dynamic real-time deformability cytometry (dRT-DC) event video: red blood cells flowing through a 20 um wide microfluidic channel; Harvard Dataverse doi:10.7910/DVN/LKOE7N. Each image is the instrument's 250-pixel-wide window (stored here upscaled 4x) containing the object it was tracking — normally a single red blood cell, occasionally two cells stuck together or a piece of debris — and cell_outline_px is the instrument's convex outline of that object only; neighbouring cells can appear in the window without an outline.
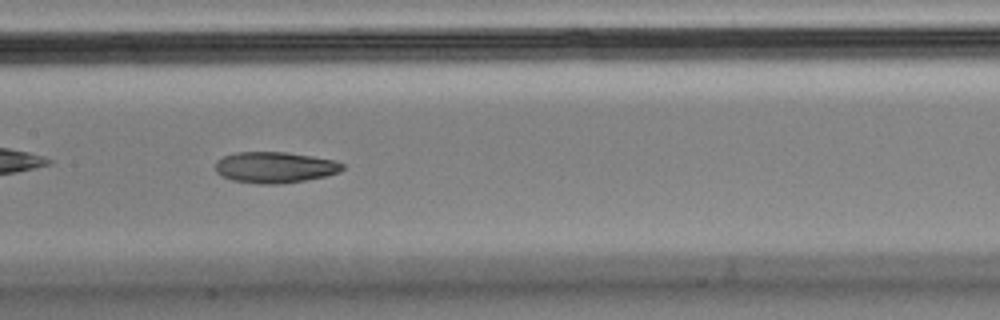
{"species": "Egyptian fruit bat (a non-hibernating species)", "species_latin": "Rousettus aegyptiacus", "temperature_condition": "cold", "stored_images_in_passage": 39, "camera_frame_rate_fps": 3000, "um_per_image_px": 0.085, "animal": {"sex": "male"}, "frame": {"image": 1, "passage_image": 12, "time_ms": 3.667, "image_size_px": [1000, 320], "cell_outline_px": [[344, 168], [340, 172], [324, 176], [304, 180], [276, 184], [256, 184], [232, 180], [220, 176], [216, 172], [216, 160], [224, 156], [236, 152], [288, 152], [336, 160], [344, 164]], "centroid_in_image_um": [23.35, 14.22], "position_along_channel_um": 184.0, "area_um2": 23.12}, "authors_computed_cell_mechanics": {"area_um2": 23.9292, "velocity_mm_per_s": 3.5808, "shape_relaxation_time_tau1_ms": null, "shape_relaxation_time_tau2_ms": 3.1792, "deformation_change_tau1": null, "deformation_change_tau2": 0.0876}}